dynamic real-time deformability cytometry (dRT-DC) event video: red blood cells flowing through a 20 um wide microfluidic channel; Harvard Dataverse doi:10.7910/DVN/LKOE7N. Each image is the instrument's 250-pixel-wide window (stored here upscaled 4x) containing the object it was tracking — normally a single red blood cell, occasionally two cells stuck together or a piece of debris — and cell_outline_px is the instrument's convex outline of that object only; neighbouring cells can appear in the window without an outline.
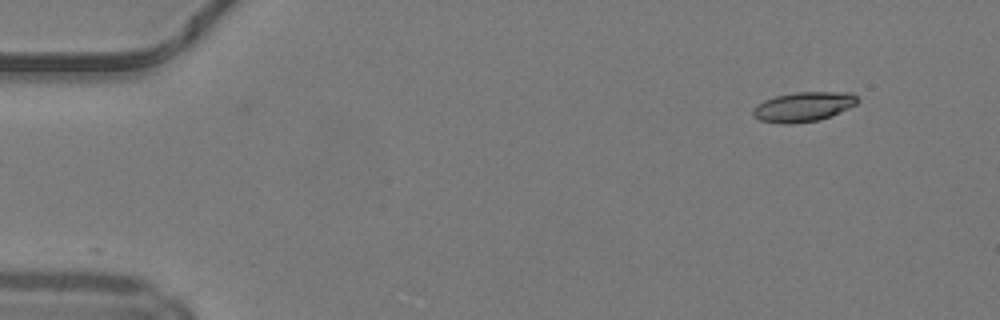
{"species": "common noctule bat (a hibernating species)", "species_latin": "Nyctalus noctula", "temperature_condition": "warm", "stored_images_in_passage": 45, "camera_frame_rate_fps": 3000, "um_per_image_px": 0.085, "animal": {"sex": "male", "body_mass_g": 19.2, "forearm_length_mm": 51.8}, "frame": {"image": 1, "passage_image": 1, "time_ms": 0.0, "image_size_px": [1000, 320], "cell_outline_px": [[860, 100], [856, 104], [832, 116], [820, 120], [792, 124], [784, 124], [760, 120], [752, 116], [752, 108], [756, 104], [764, 100], [776, 96], [796, 92], [852, 92]], "centroid_in_image_um": [68.28, 9.08], "position_along_channel_um": 16.7, "area_um2": 18.26}}
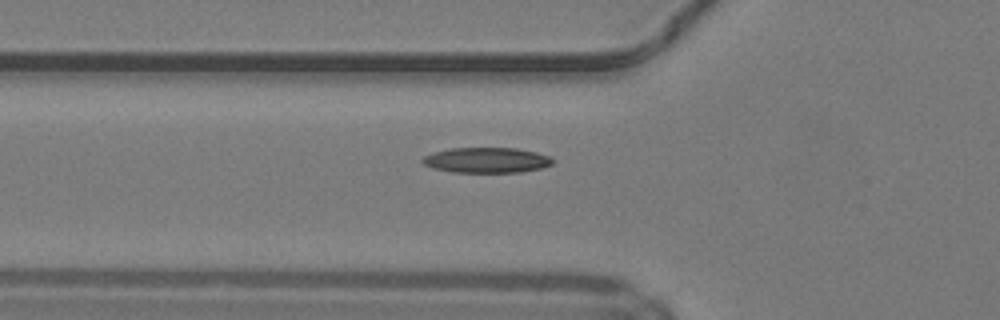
{"frame": {"image": 2, "passage_image": 14, "time_ms": 4.333, "image_size_px": [1000, 320], "cell_outline_px": [[556, 160], [552, 164], [540, 168], [520, 172], [452, 172], [432, 168], [424, 164], [420, 160], [424, 156], [432, 152], [452, 148], [516, 148], [536, 152], [548, 156]], "centroid_in_image_um": [41.34, 13.61], "position_along_channel_um": 84.5, "area_um2": 19.25}}
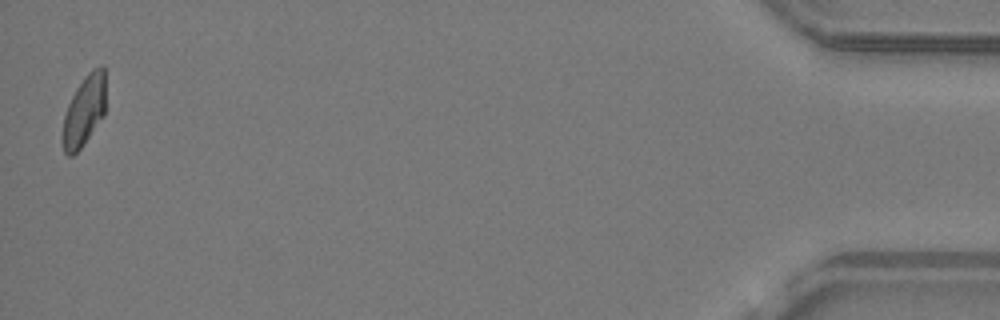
{"frame": {"image": 3, "passage_image": 45, "time_ms": 14.667, "image_size_px": [1000, 320], "cell_outline_px": [[104, 116], [84, 144], [72, 156], [68, 156], [64, 152], [60, 140], [64, 116], [68, 104], [76, 88], [84, 76], [92, 68], [100, 64], [104, 64]], "centroid_in_image_um": [7.12, 9.43], "position_along_channel_um": 428.1, "area_um2": 17.98}, "authors_computed_cell_mechanics": {"area_um2": 18.3804, "velocity_mm_per_s": 4.2171, "shape_relaxation_time_tau1_ms": 7.838, "shape_relaxation_time_tau2_ms": 6.9677, "deformation_change_tau1": 0.1964, "deformation_change_tau2": 0.1273}}